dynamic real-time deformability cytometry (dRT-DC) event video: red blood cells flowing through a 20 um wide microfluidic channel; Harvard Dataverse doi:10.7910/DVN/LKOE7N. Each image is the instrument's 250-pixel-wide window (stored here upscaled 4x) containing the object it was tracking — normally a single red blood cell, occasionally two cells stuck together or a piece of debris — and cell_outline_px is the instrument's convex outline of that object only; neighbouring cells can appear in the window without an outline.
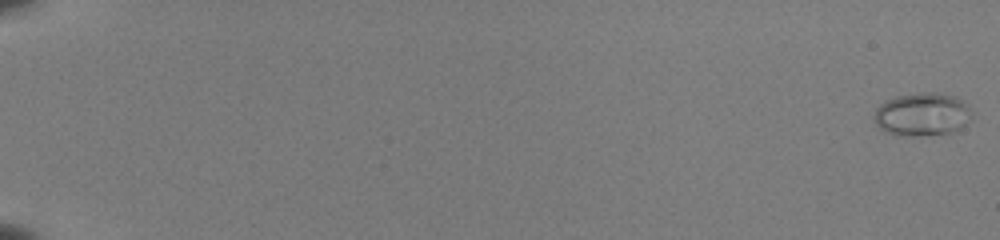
{"species": "common noctule bat (a hibernating species)", "species_latin": "Nyctalus noctula", "temperature_condition": "room temperature", "stored_images_in_passage": 55, "camera_frame_rate_fps": 3000, "um_per_image_px": 0.085, "animal": {"sex": "female", "body_mass_g": 22.0, "forearm_length_mm": 56.7}, "frame": {"image": 1, "passage_image": 1, "time_ms": 0.0, "image_size_px": [1000, 240], "cell_outline_px": [[972, 120], [948, 132], [912, 136], [896, 136], [884, 132], [872, 120], [872, 116], [876, 108], [884, 100], [896, 96], [920, 92], [936, 92], [956, 96], [964, 100], [968, 104], [972, 112]], "centroid_in_image_um": [78.34, 9.7], "position_along_channel_um": 6.7, "area_um2": 24.97}}
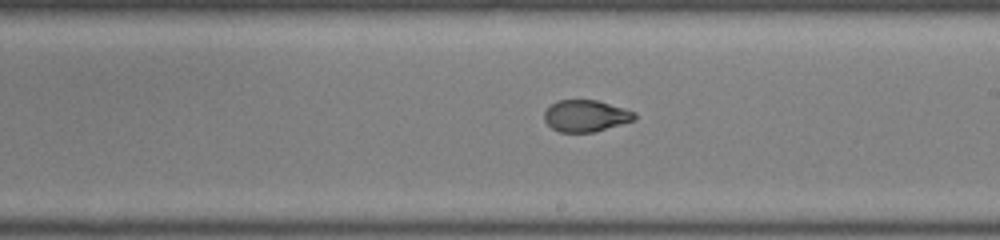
{"frame": {"image": 2, "passage_image": 35, "time_ms": 11.333, "image_size_px": [1000, 240], "cell_outline_px": [[636, 120], [596, 132], [560, 132], [552, 128], [544, 120], [544, 112], [556, 100], [596, 100], [624, 108], [636, 112]], "centroid_in_image_um": [49.82, 9.85], "position_along_channel_um": 239.2, "area_um2": 16.76}}
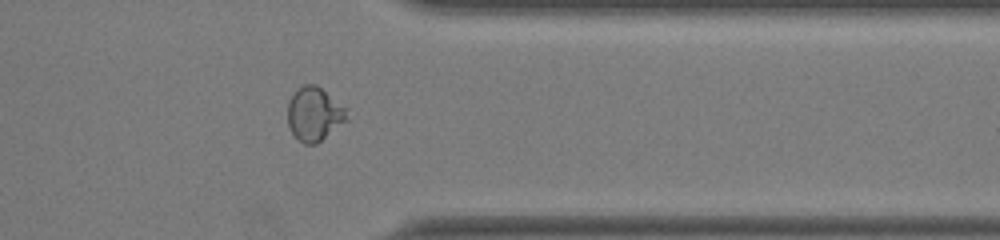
{"frame": {"image": 3, "passage_image": 46, "time_ms": 15.0, "image_size_px": [1000, 240], "cell_outline_px": [[348, 120], [316, 144], [304, 144], [296, 140], [288, 128], [288, 100], [292, 92], [304, 84], [316, 84], [344, 108]], "centroid_in_image_um": [26.65, 9.72], "position_along_channel_um": 384.8, "area_um2": 18.55}}